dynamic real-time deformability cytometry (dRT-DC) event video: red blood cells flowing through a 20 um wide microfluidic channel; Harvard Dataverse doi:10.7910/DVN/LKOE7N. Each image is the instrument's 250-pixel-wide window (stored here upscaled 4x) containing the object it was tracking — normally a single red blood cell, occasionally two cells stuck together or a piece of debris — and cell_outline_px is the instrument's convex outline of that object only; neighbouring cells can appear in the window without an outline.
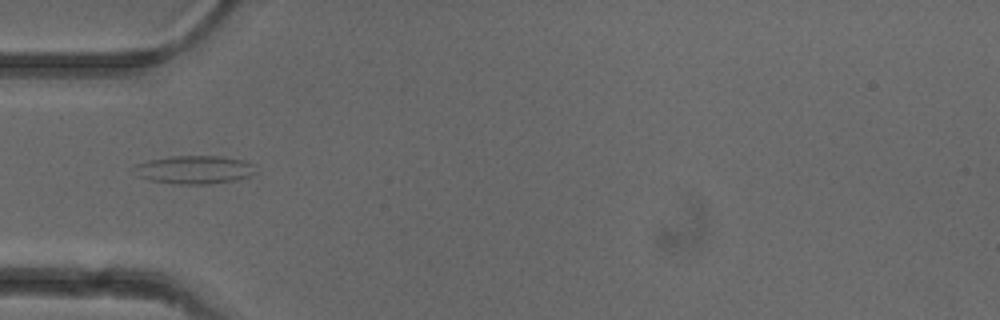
{"species": "common noctule bat (a hibernating species)", "species_latin": "Nyctalus noctula", "temperature_condition": "cold", "stored_images_in_passage": 36, "camera_frame_rate_fps": 3000, "um_per_image_px": 0.085, "animal": {"sex": "female"}, "frame": {"image": 1, "passage_image": 1, "time_ms": 0.0, "image_size_px": [1000, 320], "cell_outline_px": [[252, 172], [248, 176], [236, 180], [208, 184], [172, 184], [152, 180], [136, 176], [136, 164], [148, 160], [172, 156], [224, 156], [248, 160], [252, 164]], "centroid_in_image_um": [16.51, 14.41], "position_along_channel_um": 68.5, "area_um2": 19.88}}
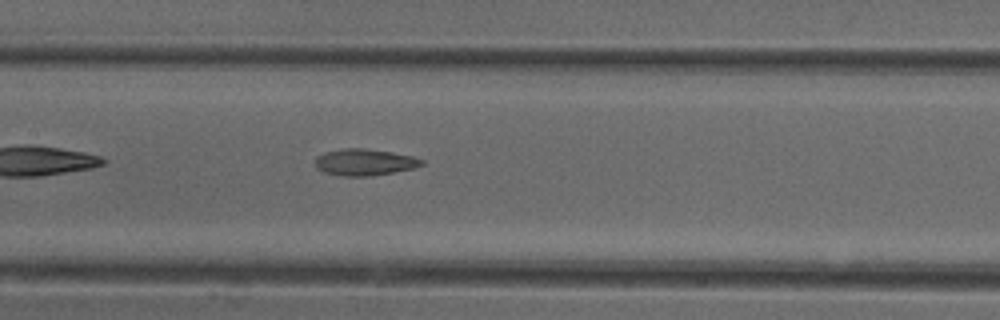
{"frame": {"image": 2, "passage_image": 9, "time_ms": 2.667, "image_size_px": [1000, 320], "cell_outline_px": [[424, 164], [412, 168], [392, 172], [368, 176], [344, 176], [324, 172], [316, 168], [316, 156], [324, 152], [340, 148], [364, 148], [392, 152], [412, 156], [424, 160]], "centroid_in_image_um": [30.96, 13.77], "position_along_channel_um": 176.4, "area_um2": 16.42}}
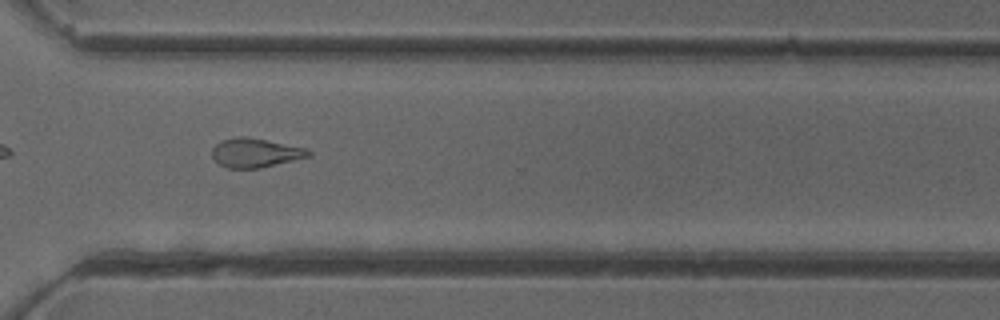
{"frame": {"image": 3, "passage_image": 22, "time_ms": 7.0, "image_size_px": [1000, 320], "cell_outline_px": [[312, 156], [260, 168], [228, 168], [220, 164], [212, 156], [212, 148], [220, 140], [236, 136], [244, 136], [304, 148], [312, 152]], "centroid_in_image_um": [21.68, 12.99], "position_along_channel_um": 348.9, "area_um2": 16.18}, "authors_computed_cell_mechanics": {"area_um2": 16.2707, "velocity_mm_per_s": 4.0045, "shape_relaxation_time_tau1_ms": null, "shape_relaxation_time_tau2_ms": 6.4935, "deformation_change_tau1": null, "deformation_change_tau2": 0.154}}